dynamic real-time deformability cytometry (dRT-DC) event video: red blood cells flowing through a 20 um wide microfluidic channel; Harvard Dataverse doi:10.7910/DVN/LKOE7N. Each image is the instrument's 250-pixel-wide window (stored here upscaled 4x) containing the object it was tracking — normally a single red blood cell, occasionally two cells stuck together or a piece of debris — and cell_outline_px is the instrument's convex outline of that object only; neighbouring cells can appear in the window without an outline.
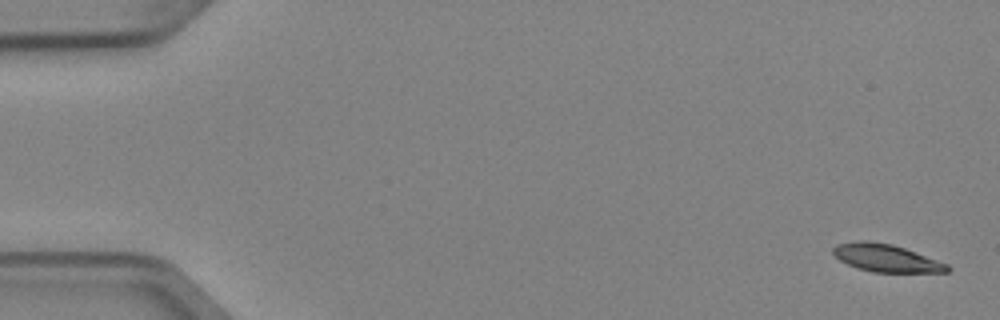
{"species": "Egyptian fruit bat (a non-hibernating species)", "species_latin": "Rousettus aegyptiacus", "temperature_condition": "cold", "stored_images_in_passage": 4, "camera_frame_rate_fps": 3000, "um_per_image_px": 0.085, "animal": {"sex": "female"}, "frame": {"image": 1, "passage_image": 1, "time_ms": 0.0, "image_size_px": [1000, 320], "cell_outline_px": [[952, 268], [948, 272], [872, 272], [856, 268], [840, 260], [832, 252], [832, 248], [836, 244], [856, 240], [868, 240], [892, 244], [904, 248], [948, 264]], "centroid_in_image_um": [75.3, 21.92], "position_along_channel_um": 9.7, "area_um2": 18.44}}
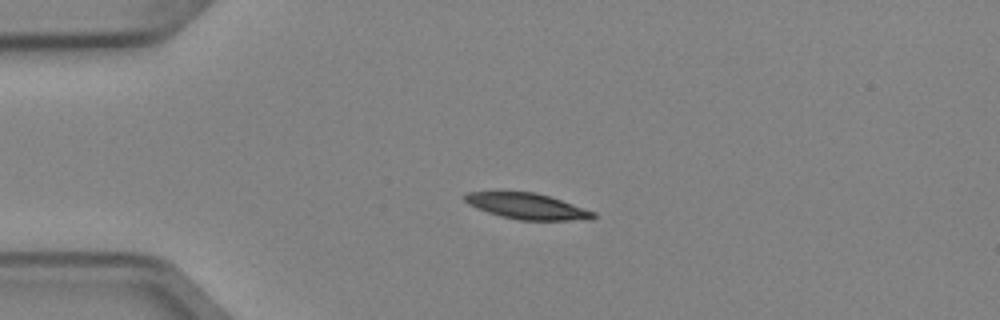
{"frame": {"image": 2, "passage_image": 4, "time_ms": 1.0, "image_size_px": [1000, 320], "cell_outline_px": [[596, 216], [588, 220], [520, 220], [500, 216], [488, 212], [468, 204], [464, 200], [464, 196], [468, 192], [536, 192], [596, 212]], "centroid_in_image_um": [44.82, 17.54], "position_along_channel_um": 40.2, "area_um2": 19.13}}